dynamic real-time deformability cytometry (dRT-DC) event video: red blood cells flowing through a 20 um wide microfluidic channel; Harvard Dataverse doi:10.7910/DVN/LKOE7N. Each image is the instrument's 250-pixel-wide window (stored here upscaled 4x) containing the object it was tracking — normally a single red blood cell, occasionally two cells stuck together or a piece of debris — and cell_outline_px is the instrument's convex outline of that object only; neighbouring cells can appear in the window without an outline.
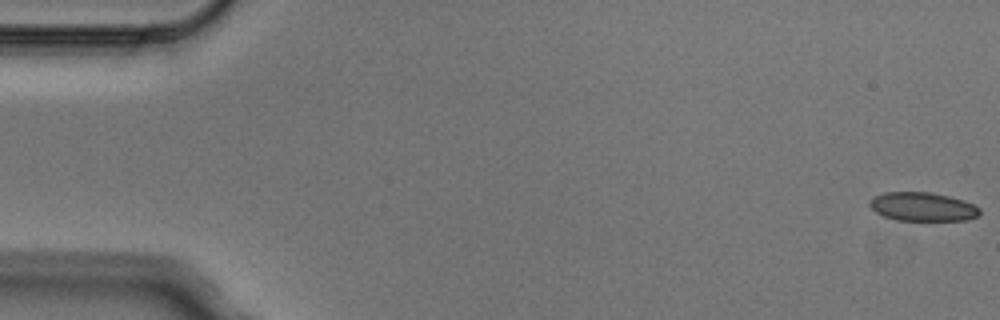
{"species": "Egyptian fruit bat (a non-hibernating species)", "species_latin": "Rousettus aegyptiacus", "temperature_condition": "cold", "stored_images_in_passage": 6, "segment_of_instrument_passage": [2, 2], "camera_frame_rate_fps": 3000, "um_per_image_px": 0.085, "animal": {"sex": "male"}, "frame": {"image": 1, "passage_image": 6, "time_ms": 1.667, "image_size_px": [1000, 320], "cell_outline_px": [[980, 216], [968, 220], [896, 220], [884, 216], [876, 212], [868, 204], [876, 196], [884, 192], [932, 192], [964, 200], [980, 208]], "centroid_in_image_um": [78.46, 17.57], "position_along_channel_um": 6.5, "area_um2": 18.38}}